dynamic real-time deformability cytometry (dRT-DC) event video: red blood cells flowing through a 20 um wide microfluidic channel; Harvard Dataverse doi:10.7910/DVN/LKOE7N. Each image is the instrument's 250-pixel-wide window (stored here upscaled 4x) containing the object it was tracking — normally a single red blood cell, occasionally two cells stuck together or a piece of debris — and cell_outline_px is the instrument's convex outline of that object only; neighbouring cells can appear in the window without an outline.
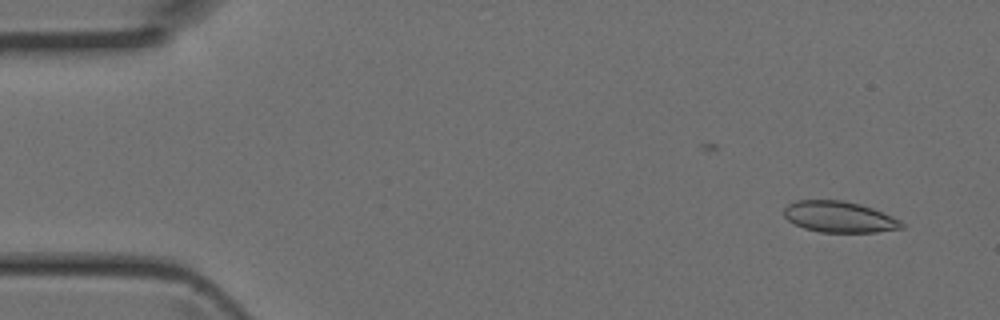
{"species": "Egyptian fruit bat (a non-hibernating species)", "species_latin": "Rousettus aegyptiacus", "temperature_condition": "room temperature", "stored_images_in_passage": 44, "camera_frame_rate_fps": 3000, "um_per_image_px": 0.085, "animal": {"sex": "female"}, "frame": {"image": 1, "passage_image": 3, "time_ms": 0.667, "image_size_px": [1000, 320], "cell_outline_px": [[904, 228], [876, 232], [820, 232], [804, 228], [788, 220], [784, 216], [784, 208], [788, 204], [796, 200], [844, 200], [860, 204], [872, 208], [892, 216], [900, 220], [904, 224]], "centroid_in_image_um": [71.34, 18.43], "position_along_channel_um": 13.7, "area_um2": 21.33}}
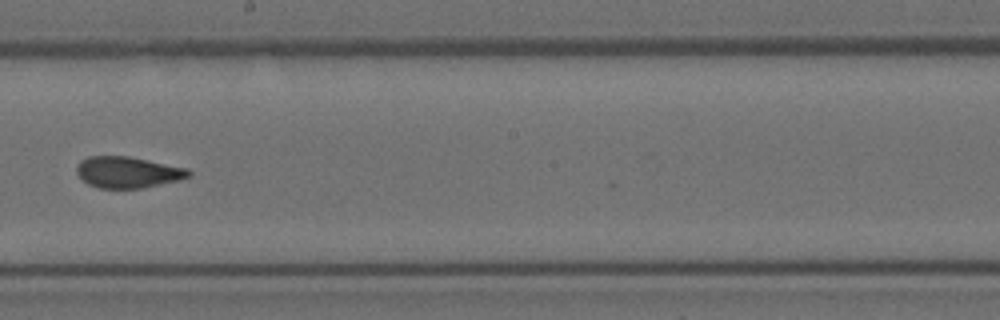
{"frame": {"image": 2, "passage_image": 25, "time_ms": 8.0, "image_size_px": [1000, 320], "cell_outline_px": [[192, 176], [180, 180], [140, 188], [100, 188], [88, 184], [76, 172], [76, 164], [80, 160], [88, 156], [128, 156], [188, 168], [192, 172]], "centroid_in_image_um": [10.87, 14.63], "position_along_channel_um": 237.3, "area_um2": 20.46}}
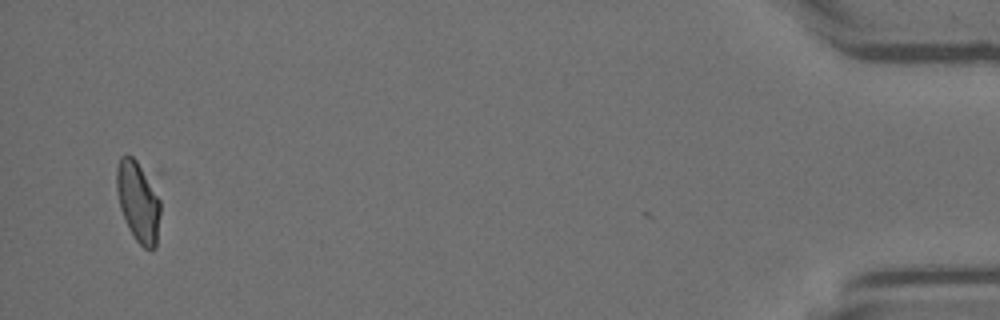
{"frame": {"image": 3, "passage_image": 43, "time_ms": 14.0, "image_size_px": [1000, 320], "cell_outline_px": [[160, 212], [156, 248], [152, 252], [144, 248], [136, 240], [128, 228], [124, 220], [120, 208], [116, 188], [116, 168], [120, 156], [132, 156], [144, 168], [160, 200]], "centroid_in_image_um": [11.74, 17.15], "position_along_channel_um": 423.5, "area_um2": 20.81}}